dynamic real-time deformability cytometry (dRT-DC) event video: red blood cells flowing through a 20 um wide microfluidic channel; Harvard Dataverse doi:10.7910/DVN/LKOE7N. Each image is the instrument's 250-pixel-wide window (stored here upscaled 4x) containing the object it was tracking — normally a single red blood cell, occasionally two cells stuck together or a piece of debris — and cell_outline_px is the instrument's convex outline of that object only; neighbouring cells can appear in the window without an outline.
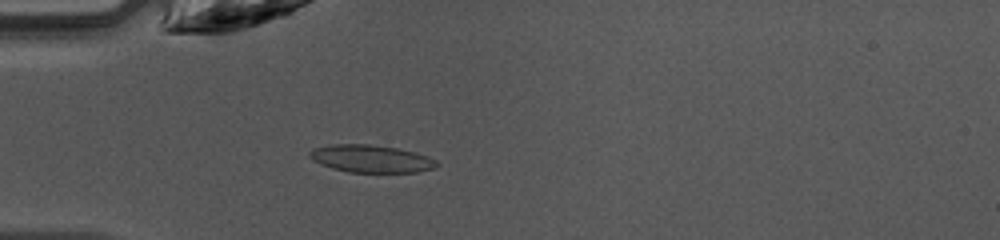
{"species": "common noctule bat (a hibernating species)", "species_latin": "Nyctalus noctula", "temperature_condition": "warm", "stored_images_in_passage": 45, "camera_frame_rate_fps": 3000, "um_per_image_px": 0.085, "animal": {"sex": "female", "body_mass_g": 10.0, "forearm_length_mm": 53.1}, "frame": {"image": 1, "passage_image": 12, "time_ms": 3.667, "image_size_px": [1000, 240], "cell_outline_px": [[440, 164], [432, 168], [416, 172], [348, 172], [332, 168], [320, 164], [312, 160], [308, 152], [312, 148], [332, 144], [368, 144], [396, 148], [416, 152], [428, 156], [436, 160]], "centroid_in_image_um": [31.52, 13.48], "position_along_channel_um": 53.5, "area_um2": 20.4}}
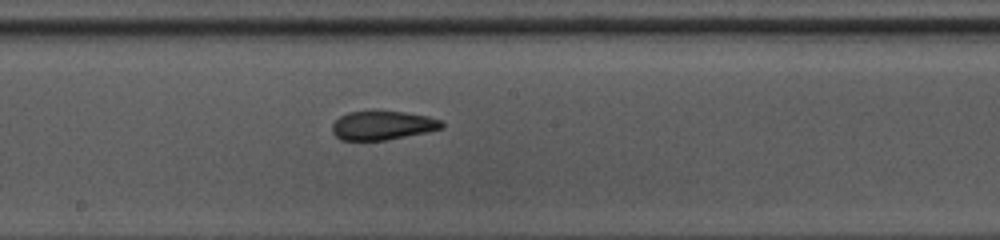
{"frame": {"image": 2, "passage_image": 24, "time_ms": 7.667, "image_size_px": [1000, 240], "cell_outline_px": [[444, 128], [428, 132], [384, 140], [340, 140], [332, 132], [332, 124], [340, 116], [348, 112], [404, 112], [428, 116], [440, 120], [444, 124]], "centroid_in_image_um": [32.53, 10.67], "position_along_channel_um": 215.7, "area_um2": 18.26}}
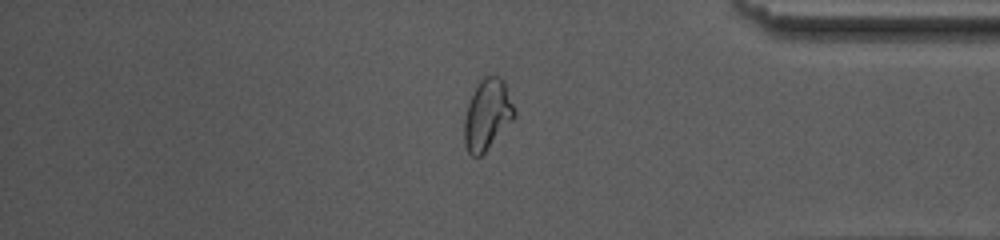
{"frame": {"image": 3, "passage_image": 38, "time_ms": 12.333, "image_size_px": [1000, 240], "cell_outline_px": [[516, 116], [484, 152], [480, 156], [472, 156], [468, 152], [464, 144], [464, 120], [468, 104], [480, 76], [500, 76], [504, 80], [516, 112]], "centroid_in_image_um": [41.41, 9.71], "position_along_channel_um": 393.8, "area_um2": 20.58}, "authors_computed_cell_mechanics": {"area_um2": 19.5942, "velocity_mm_per_s": 4.2233, "shape_relaxation_time_tau1_ms": 5.1556, "shape_relaxation_time_tau2_ms": 1.5457, "deformation_change_tau1": 0.1606, "deformation_change_tau2": 0.0862}}